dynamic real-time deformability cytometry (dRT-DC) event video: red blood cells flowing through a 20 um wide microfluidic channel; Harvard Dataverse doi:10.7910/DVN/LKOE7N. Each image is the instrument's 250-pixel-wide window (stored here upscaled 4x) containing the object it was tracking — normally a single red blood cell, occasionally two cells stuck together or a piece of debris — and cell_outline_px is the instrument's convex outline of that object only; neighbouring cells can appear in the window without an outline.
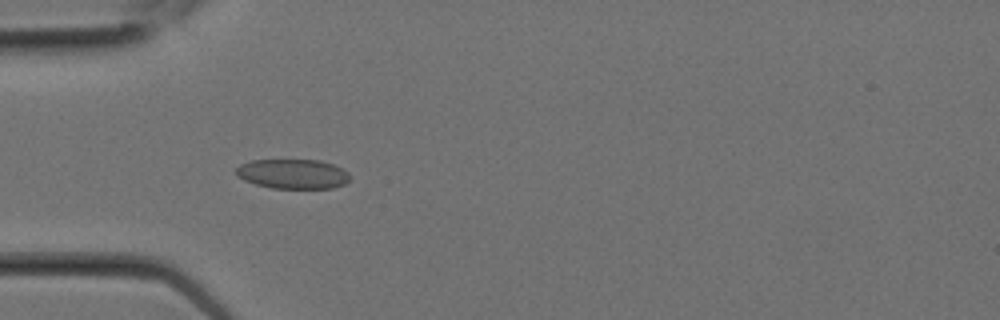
{"species": "Egyptian fruit bat (a non-hibernating species)", "species_latin": "Rousettus aegyptiacus", "temperature_condition": "room temperature", "stored_images_in_passage": 2, "camera_frame_rate_fps": 3000, "um_per_image_px": 0.085, "animal": {"sex": "female"}, "frame": {"image": 1, "passage_image": 2, "time_ms": 0.333, "image_size_px": [1000, 320], "cell_outline_px": [[348, 180], [344, 184], [332, 188], [272, 188], [256, 184], [244, 180], [236, 176], [236, 168], [240, 164], [252, 160], [320, 160], [332, 164], [348, 172]], "centroid_in_image_um": [24.85, 14.78], "position_along_channel_um": 60.1, "area_um2": 19.54}}